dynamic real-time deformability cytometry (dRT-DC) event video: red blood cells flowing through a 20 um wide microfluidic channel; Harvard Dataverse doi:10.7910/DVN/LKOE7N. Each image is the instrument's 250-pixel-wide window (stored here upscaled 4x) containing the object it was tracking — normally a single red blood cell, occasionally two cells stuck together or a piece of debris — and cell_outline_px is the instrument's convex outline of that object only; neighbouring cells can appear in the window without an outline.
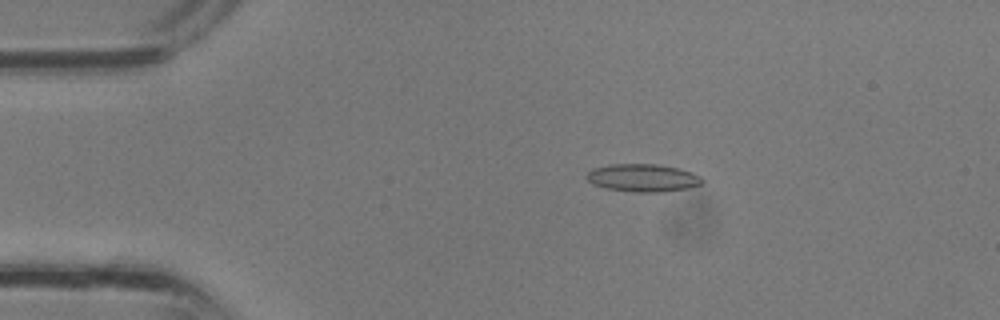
{"species": "common noctule bat (a hibernating species)", "species_latin": "Nyctalus noctula", "temperature_condition": "room temperature", "stored_images_in_passage": 11, "camera_frame_rate_fps": 3000, "um_per_image_px": 0.085, "animal": {"sex": "male", "body_mass_g": 13.3}, "frame": {"image": 1, "passage_image": 7, "time_ms": 2.0, "image_size_px": [1000, 320], "cell_outline_px": [[704, 184], [688, 188], [664, 192], [632, 192], [604, 188], [592, 184], [584, 176], [592, 168], [608, 164], [656, 164], [680, 168], [692, 172], [700, 176], [704, 180]], "centroid_in_image_um": [54.64, 15.12], "position_along_channel_um": 30.4, "area_um2": 19.07}}